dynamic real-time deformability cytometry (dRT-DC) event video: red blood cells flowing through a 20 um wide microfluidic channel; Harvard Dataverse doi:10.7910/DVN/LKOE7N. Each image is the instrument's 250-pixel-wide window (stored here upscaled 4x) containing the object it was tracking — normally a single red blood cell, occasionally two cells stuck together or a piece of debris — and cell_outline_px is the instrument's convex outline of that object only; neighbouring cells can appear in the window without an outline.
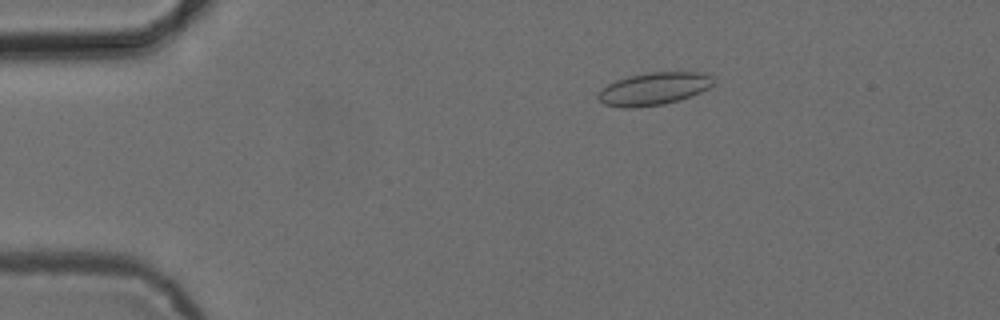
{"species": "common noctule bat (a hibernating species)", "species_latin": "Nyctalus noctula", "temperature_condition": "cold", "stored_images_in_passage": 53, "camera_frame_rate_fps": 3000, "um_per_image_px": 0.085, "animal": {"sex": "female", "body_mass_g": 24.6, "forearm_length_mm": 56.2}, "frame": {"image": 1, "passage_image": 10, "time_ms": 3.0, "image_size_px": [1000, 320], "cell_outline_px": [[716, 80], [708, 88], [700, 92], [680, 100], [664, 104], [632, 108], [624, 108], [604, 104], [596, 96], [600, 88], [616, 80], [628, 76], [648, 72], [704, 72], [712, 76]], "centroid_in_image_um": [55.56, 7.54], "position_along_channel_um": 29.4, "area_um2": 22.08}}
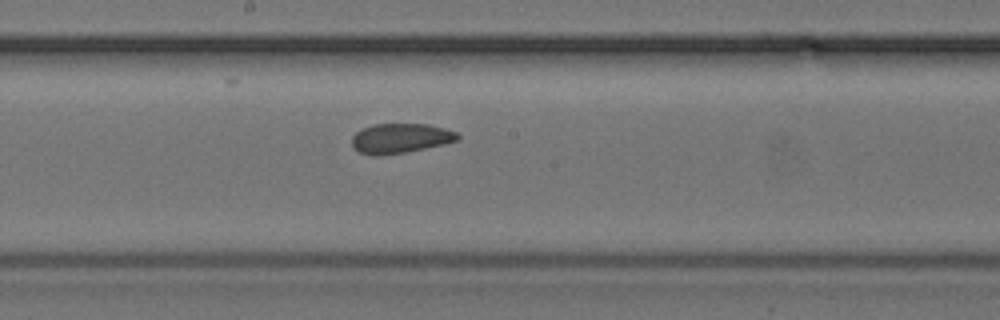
{"frame": {"image": 2, "passage_image": 29, "time_ms": 9.333, "image_size_px": [1000, 320], "cell_outline_px": [[460, 140], [444, 144], [404, 152], [376, 156], [360, 152], [352, 148], [352, 136], [356, 132], [364, 128], [376, 124], [428, 124], [444, 128], [456, 132], [460, 136]], "centroid_in_image_um": [34.04, 11.75], "position_along_channel_um": 214.2, "area_um2": 18.21}}
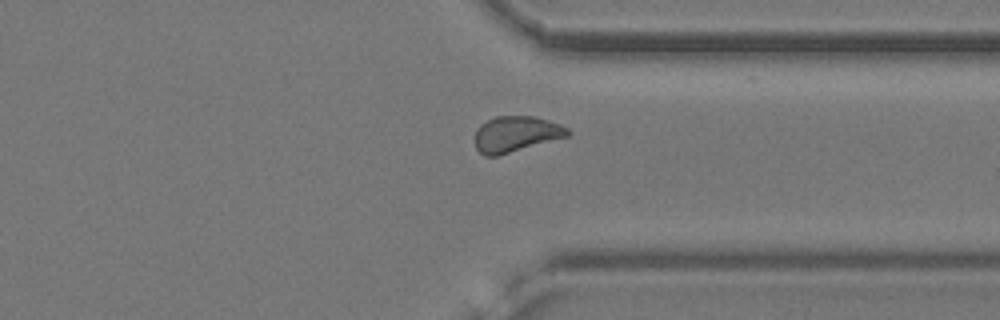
{"frame": {"image": 3, "passage_image": 41, "time_ms": 13.333, "image_size_px": [1000, 320], "cell_outline_px": [[572, 132], [568, 136], [496, 156], [484, 156], [476, 148], [476, 128], [480, 124], [496, 116], [532, 116], [548, 120], [560, 124], [568, 128]], "centroid_in_image_um": [43.86, 11.38], "position_along_channel_um": 367.5, "area_um2": 19.19}, "authors_computed_cell_mechanics": {"area_um2": 19.1896, "velocity_mm_per_s": 3.8537, "shape_relaxation_time_tau1_ms": null, "shape_relaxation_time_tau2_ms": 1.7721, "deformation_change_tau1": null, "deformation_change_tau2": 0.0504}}